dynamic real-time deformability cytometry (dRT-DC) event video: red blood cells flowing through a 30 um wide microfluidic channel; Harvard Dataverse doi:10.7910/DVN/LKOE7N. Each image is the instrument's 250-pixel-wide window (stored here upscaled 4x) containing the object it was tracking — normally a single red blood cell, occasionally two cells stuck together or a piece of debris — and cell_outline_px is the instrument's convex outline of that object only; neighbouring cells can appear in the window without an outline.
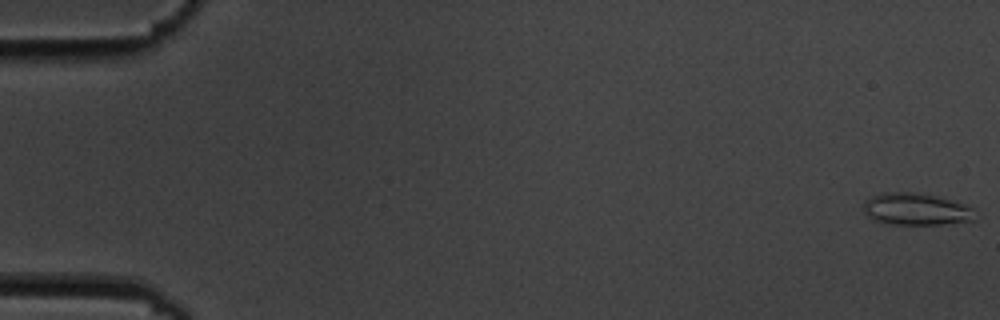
{"species": "common noctule bat (a hibernating species)", "species_latin": "Nyctalus noctula", "temperature_condition": "cold", "stored_images_in_passage": 25, "camera_frame_rate_fps": 3000, "um_per_image_px": 0.085, "animal": {"sex": "male", "body_mass_g": 19.5, "forearm_length_mm": 54.6}, "frame": {"image": 1, "passage_image": 1, "time_ms": 0.0, "image_size_px": [1000, 320], "cell_outline_px": [[972, 220], [940, 224], [888, 224], [872, 220], [864, 212], [864, 200], [872, 196], [884, 192], [916, 192], [936, 196], [964, 204], [968, 208]], "centroid_in_image_um": [77.72, 17.77], "position_along_channel_um": 7.3, "area_um2": 20.35}}
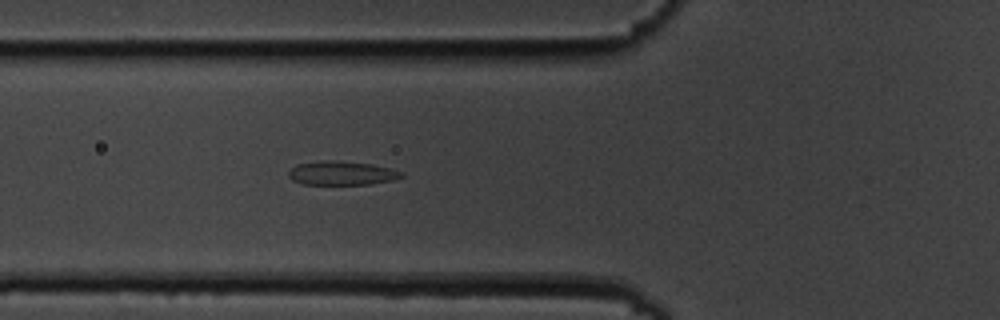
{"frame": {"image": 2, "passage_image": 21, "time_ms": 6.667, "image_size_px": [1000, 320], "cell_outline_px": [[404, 176], [392, 180], [368, 184], [304, 184], [292, 180], [288, 176], [288, 172], [296, 164], [320, 160], [332, 160], [372, 164], [404, 172]], "centroid_in_image_um": [29.02, 14.71], "position_along_channel_um": 96.8, "area_um2": 15.66}}
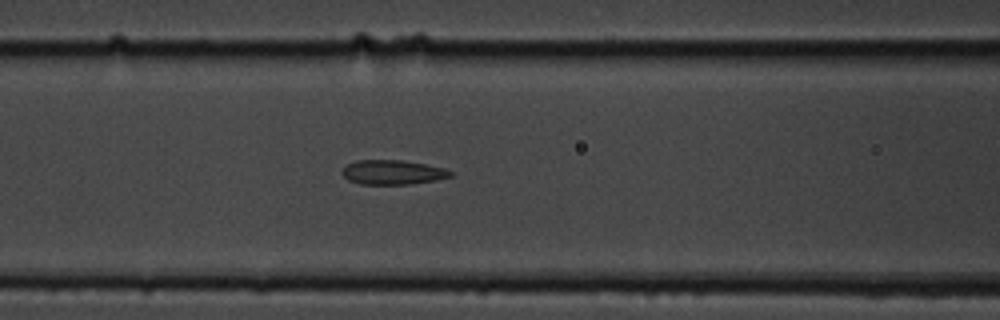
{"frame": {"image": 3, "passage_image": 24, "time_ms": 7.667, "image_size_px": [1000, 320], "cell_outline_px": [[452, 176], [436, 180], [412, 184], [360, 184], [348, 180], [340, 172], [348, 164], [356, 160], [404, 160], [444, 168], [452, 172]], "centroid_in_image_um": [33.36, 14.64], "position_along_channel_um": 133.2, "area_um2": 15.43}}